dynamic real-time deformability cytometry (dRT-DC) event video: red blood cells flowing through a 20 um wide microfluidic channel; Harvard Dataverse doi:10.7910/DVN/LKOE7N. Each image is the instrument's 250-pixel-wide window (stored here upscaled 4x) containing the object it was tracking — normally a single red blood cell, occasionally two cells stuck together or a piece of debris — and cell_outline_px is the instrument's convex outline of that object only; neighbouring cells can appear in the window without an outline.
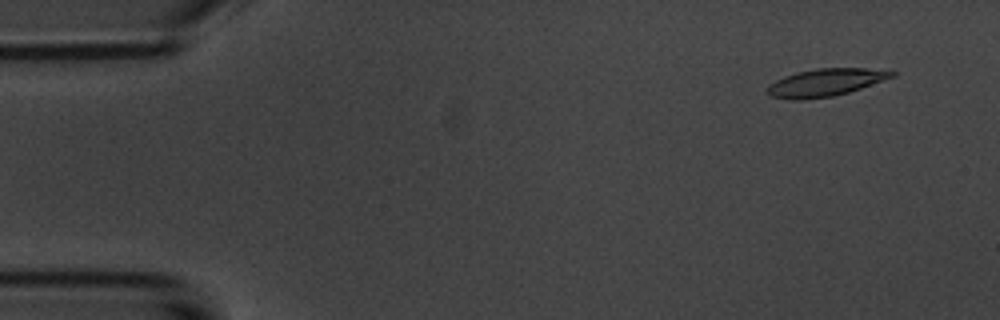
{"species": "common noctule bat (a hibernating species)", "species_latin": "Nyctalus noctula", "temperature_condition": "room temperature", "stored_images_in_passage": 4, "camera_frame_rate_fps": 3000, "um_per_image_px": 0.085, "animal": {"sex": "male", "body_mass_g": 20.1, "forearm_length_mm": 53.5}, "frame": {"image": 1, "passage_image": 1, "time_ms": 0.0, "image_size_px": [1000, 320], "cell_outline_px": [[896, 76], [848, 92], [832, 96], [800, 100], [792, 100], [772, 96], [768, 92], [768, 88], [776, 80], [784, 76], [796, 72], [816, 68], [864, 68], [896, 72]], "centroid_in_image_um": [70.17, 7.0], "position_along_channel_um": 14.8, "area_um2": 19.65}}